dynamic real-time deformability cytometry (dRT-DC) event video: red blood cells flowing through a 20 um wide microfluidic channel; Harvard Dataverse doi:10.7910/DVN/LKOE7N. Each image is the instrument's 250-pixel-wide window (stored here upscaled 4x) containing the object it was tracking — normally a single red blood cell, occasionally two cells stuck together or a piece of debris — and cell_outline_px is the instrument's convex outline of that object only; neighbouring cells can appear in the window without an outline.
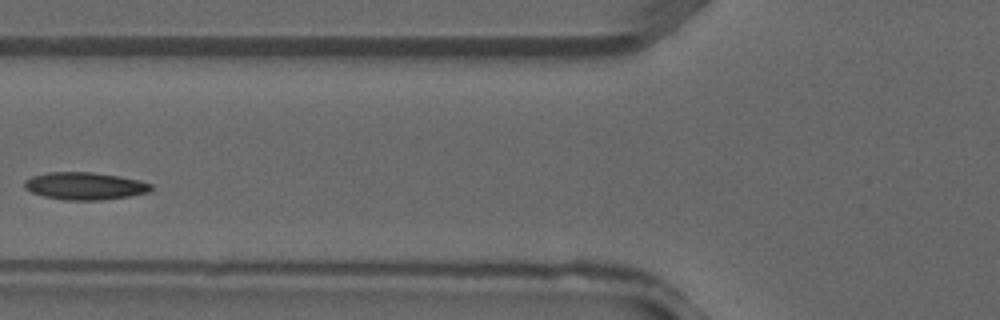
{"species": "common noctule bat (a hibernating species)", "species_latin": "Nyctalus noctula", "temperature_condition": "warm", "stored_images_in_passage": 2, "camera_frame_rate_fps": 3000, "um_per_image_px": 0.085, "animal": {"sex": "male", "forearm_length_mm": 52.5}, "frame": {"image": 1, "passage_image": 2, "time_ms": 0.333, "image_size_px": [1000, 320], "cell_outline_px": [[152, 188], [148, 192], [128, 196], [100, 200], [68, 200], [44, 196], [32, 192], [24, 188], [24, 180], [32, 176], [48, 172], [92, 172], [140, 180], [152, 184]], "centroid_in_image_um": [7.19, 15.8], "position_along_channel_um": 118.6, "area_um2": 20.06}}